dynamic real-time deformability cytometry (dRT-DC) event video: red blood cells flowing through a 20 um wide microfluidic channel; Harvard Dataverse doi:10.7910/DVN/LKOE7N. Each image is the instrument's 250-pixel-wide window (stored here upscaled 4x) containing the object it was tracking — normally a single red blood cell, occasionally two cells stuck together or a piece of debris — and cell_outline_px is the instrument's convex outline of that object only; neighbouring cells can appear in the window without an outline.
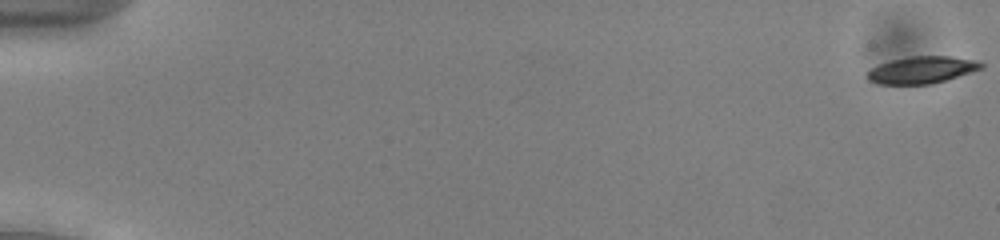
{"species": "common noctule bat (a hibernating species)", "species_latin": "Nyctalus noctula", "temperature_condition": "cold", "stored_images_in_passage": 54, "camera_frame_rate_fps": 3000, "um_per_image_px": 0.085, "animal": {"sex": "male", "body_mass_g": 13.0, "forearm_length_mm": 53.1}, "frame": {"image": 1, "passage_image": 1, "time_ms": 0.0, "image_size_px": [1000, 240], "cell_outline_px": [[984, 68], [948, 80], [932, 84], [880, 84], [868, 80], [868, 72], [872, 68], [880, 64], [892, 60], [912, 56], [948, 56], [976, 60], [984, 64]], "centroid_in_image_um": [78.41, 5.95], "position_along_channel_um": 6.6, "area_um2": 17.92}}
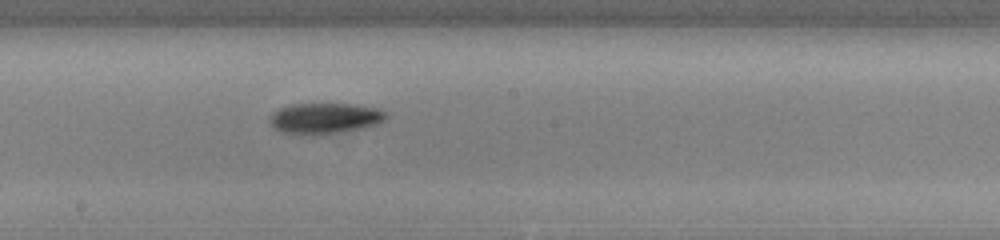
{"frame": {"image": 2, "passage_image": 31, "time_ms": 10.0, "image_size_px": [1000, 240], "cell_outline_px": [[388, 116], [384, 120], [376, 124], [364, 128], [320, 136], [300, 136], [280, 132], [272, 128], [268, 120], [272, 112], [280, 108], [292, 104], [348, 104], [376, 108], [384, 112]], "centroid_in_image_um": [27.52, 10.1], "position_along_channel_um": 220.7, "area_um2": 21.39}}
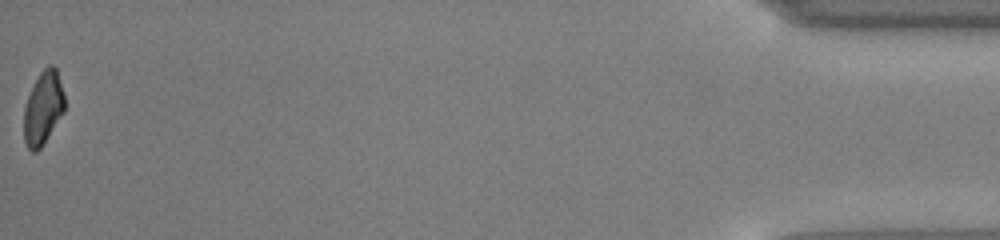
{"frame": {"image": 3, "passage_image": 54, "time_ms": 17.667, "image_size_px": [1000, 240], "cell_outline_px": [[64, 112], [40, 148], [36, 152], [32, 152], [28, 148], [24, 140], [24, 108], [28, 96], [40, 72], [48, 64], [52, 64], [56, 68], [64, 96]], "centroid_in_image_um": [3.66, 9.18], "position_along_channel_um": 431.5, "area_um2": 17.11}, "authors_computed_cell_mechanics": {"area_um2": 19.3052, "velocity_mm_per_s": 3.9385, "shape_relaxation_time_tau1_ms": 4.1706, "shape_relaxation_time_tau2_ms": null, "deformation_change_tau1": 0.1115, "deformation_change_tau2": null}}